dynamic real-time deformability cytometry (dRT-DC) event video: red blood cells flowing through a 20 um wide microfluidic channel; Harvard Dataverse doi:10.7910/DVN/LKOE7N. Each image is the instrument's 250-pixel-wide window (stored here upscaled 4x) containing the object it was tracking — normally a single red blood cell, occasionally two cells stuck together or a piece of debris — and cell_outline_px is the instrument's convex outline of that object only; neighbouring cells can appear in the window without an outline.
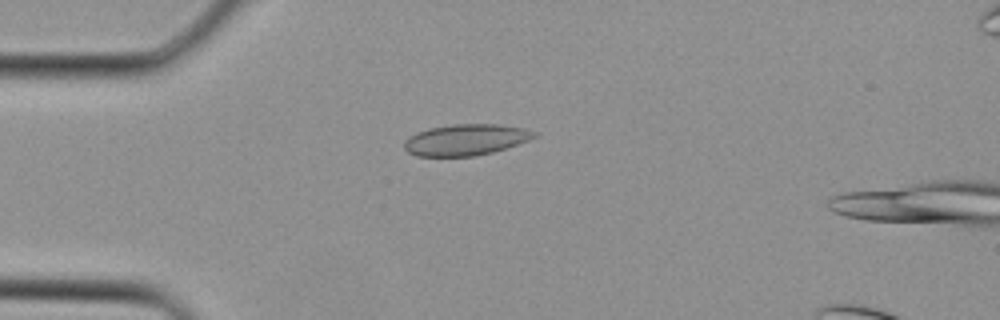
{"species": "Egyptian fruit bat (a non-hibernating species)", "species_latin": "Rousettus aegyptiacus", "temperature_condition": "cold", "stored_images_in_passage": 4, "camera_frame_rate_fps": 3000, "um_per_image_px": 0.085, "animal": {"sex": "female"}, "frame": {"image": 1, "passage_image": 4, "time_ms": 1.0, "image_size_px": [1000, 320], "cell_outline_px": [[536, 136], [528, 140], [492, 152], [472, 156], [416, 156], [408, 152], [404, 148], [404, 140], [416, 132], [428, 128], [452, 124], [496, 124], [524, 128], [536, 132]], "centroid_in_image_um": [39.54, 11.87], "position_along_channel_um": 45.5, "area_um2": 23.47}}